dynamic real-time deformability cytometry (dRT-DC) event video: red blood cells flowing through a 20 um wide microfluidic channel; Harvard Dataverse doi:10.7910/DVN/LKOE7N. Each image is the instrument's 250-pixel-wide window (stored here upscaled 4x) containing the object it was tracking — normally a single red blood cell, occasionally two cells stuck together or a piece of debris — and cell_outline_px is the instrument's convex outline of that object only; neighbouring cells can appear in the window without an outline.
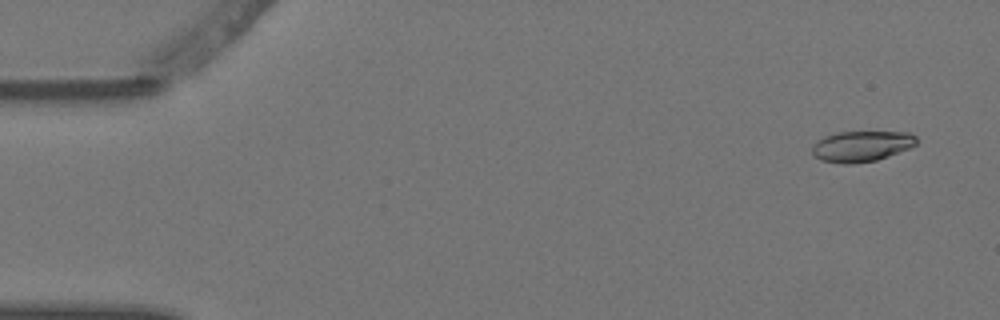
{"species": "Egyptian fruit bat (a non-hibernating species)", "species_latin": "Rousettus aegyptiacus", "temperature_condition": "warm", "stored_images_in_passage": 4, "camera_frame_rate_fps": 3000, "um_per_image_px": 0.085, "animal": {"sex": "female"}, "frame": {"image": 1, "passage_image": 1, "time_ms": 0.0, "image_size_px": [1000, 320], "cell_outline_px": [[916, 144], [908, 148], [888, 156], [876, 160], [852, 164], [840, 164], [820, 160], [812, 152], [812, 144], [816, 140], [824, 136], [836, 132], [908, 132], [916, 136]], "centroid_in_image_um": [73.18, 12.43], "position_along_channel_um": 11.8, "area_um2": 18.73}}
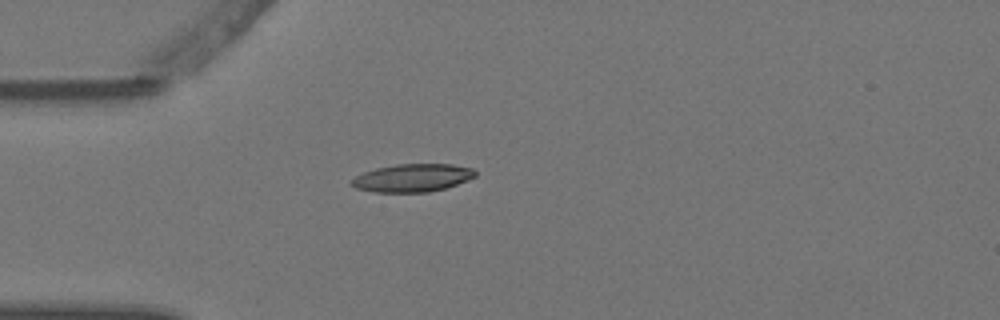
{"frame": {"image": 2, "passage_image": 4, "time_ms": 1.0, "image_size_px": [1000, 320], "cell_outline_px": [[476, 176], [468, 180], [444, 188], [428, 192], [372, 192], [356, 188], [348, 184], [348, 180], [364, 172], [376, 168], [396, 164], [452, 164], [472, 168], [476, 172]], "centroid_in_image_um": [35.01, 15.12], "position_along_channel_um": 50.0, "area_um2": 20.23}}